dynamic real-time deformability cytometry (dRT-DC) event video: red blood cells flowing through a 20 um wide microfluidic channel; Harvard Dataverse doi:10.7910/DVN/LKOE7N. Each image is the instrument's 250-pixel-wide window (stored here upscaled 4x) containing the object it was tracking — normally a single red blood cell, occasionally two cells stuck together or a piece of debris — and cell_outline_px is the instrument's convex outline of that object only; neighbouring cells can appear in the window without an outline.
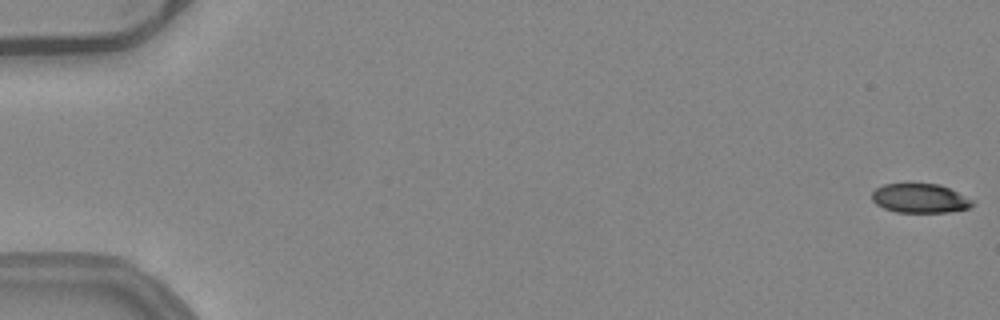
{"species": "common noctule bat (a hibernating species)", "species_latin": "Nyctalus noctula", "temperature_condition": "warm", "stored_images_in_passage": 16, "camera_frame_rate_fps": 3000, "um_per_image_px": 0.085, "animal": {"sex": "female", "body_mass_g": 24.6, "forearm_length_mm": 56.2}, "frame": {"image": 1, "passage_image": 1, "time_ms": 0.0, "image_size_px": [1000, 320], "cell_outline_px": [[976, 204], [968, 208], [948, 212], [896, 212], [884, 208], [876, 204], [872, 200], [872, 192], [876, 188], [884, 184], [908, 180], [940, 184], [976, 200]], "centroid_in_image_um": [78.2, 16.8], "position_along_channel_um": 6.8, "area_um2": 18.03}}